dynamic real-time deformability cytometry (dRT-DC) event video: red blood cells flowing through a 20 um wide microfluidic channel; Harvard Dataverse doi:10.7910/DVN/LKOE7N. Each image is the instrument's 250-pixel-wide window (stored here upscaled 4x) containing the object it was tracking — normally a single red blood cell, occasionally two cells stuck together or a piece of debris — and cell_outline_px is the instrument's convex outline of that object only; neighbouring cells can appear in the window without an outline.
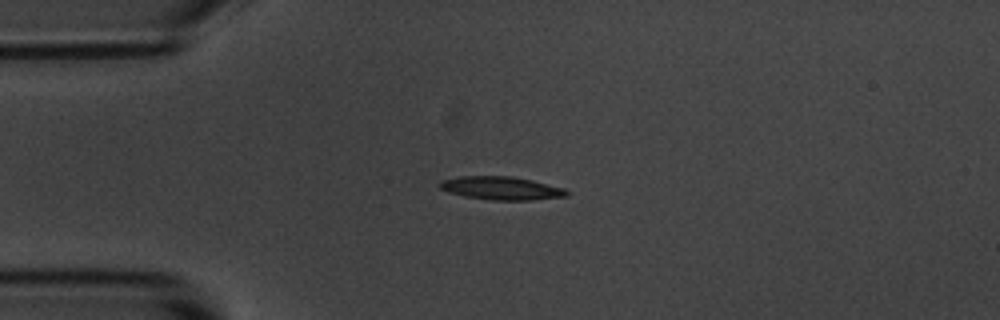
{"species": "common noctule bat (a hibernating species)", "species_latin": "Nyctalus noctula", "temperature_condition": "room temperature", "stored_images_in_passage": 12, "camera_frame_rate_fps": 3000, "um_per_image_px": 0.085, "animal": {"sex": "male", "body_mass_g": 20.1, "forearm_length_mm": 53.5}, "frame": {"image": 1, "passage_image": 1, "time_ms": 0.0, "image_size_px": [1000, 320], "cell_outline_px": [[568, 196], [532, 200], [492, 200], [464, 196], [448, 192], [440, 188], [440, 180], [460, 176], [512, 176], [532, 180], [564, 188], [568, 192]], "centroid_in_image_um": [42.61, 15.99], "position_along_channel_um": 42.4, "area_um2": 17.17}}
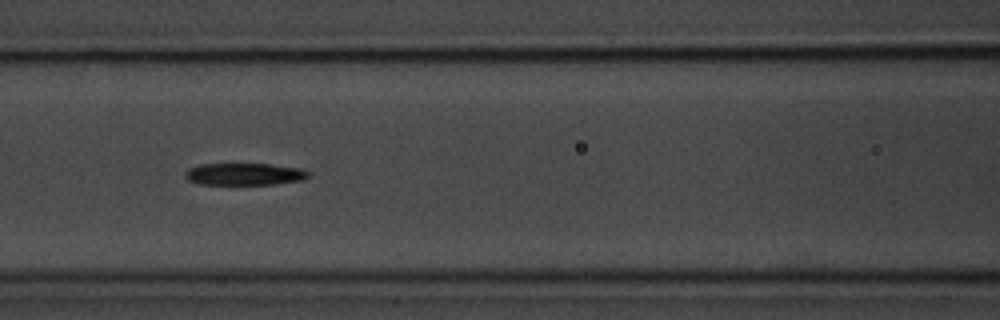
{"frame": {"image": 2, "passage_image": 4, "time_ms": 3.333, "image_size_px": [1000, 320], "cell_outline_px": [[308, 176], [304, 180], [276, 184], [200, 184], [188, 180], [184, 176], [184, 172], [188, 168], [200, 164], [272, 164], [300, 168], [308, 172]], "centroid_in_image_um": [20.76, 14.8], "position_along_channel_um": 145.8, "area_um2": 15.9}}
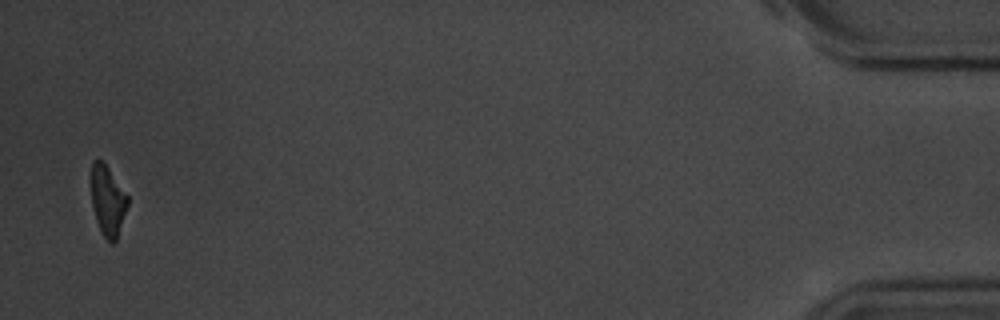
{"frame": {"image": 3, "passage_image": 12, "time_ms": 13.333, "image_size_px": [1000, 320], "cell_outline_px": [[128, 204], [116, 240], [112, 244], [104, 236], [96, 220], [92, 204], [92, 160], [100, 160], [108, 168], [128, 196]], "centroid_in_image_um": [9.16, 17.07], "position_along_channel_um": 426.0, "area_um2": 14.39}, "authors_computed_cell_mechanics": {"area_um2": 16.7042, "velocity_mm_per_s": 3.6953, "shape_relaxation_time_tau1_ms": 2.5973, "shape_relaxation_time_tau2_ms": 3.0324, "deformation_change_tau1": 0.1332, "deformation_change_tau2": 0.128}}